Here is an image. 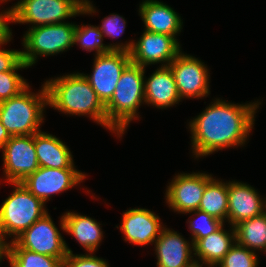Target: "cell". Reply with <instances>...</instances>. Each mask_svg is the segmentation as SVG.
I'll use <instances>...</instances> for the list:
<instances>
[{"instance_id":"6da1fadb","label":"cell","mask_w":266,"mask_h":267,"mask_svg":"<svg viewBox=\"0 0 266 267\" xmlns=\"http://www.w3.org/2000/svg\"><path fill=\"white\" fill-rule=\"evenodd\" d=\"M260 103L232 104L216 99L189 122L192 151L196 157L245 144L254 126L256 109Z\"/></svg>"},{"instance_id":"7a4b0ae2","label":"cell","mask_w":266,"mask_h":267,"mask_svg":"<svg viewBox=\"0 0 266 267\" xmlns=\"http://www.w3.org/2000/svg\"><path fill=\"white\" fill-rule=\"evenodd\" d=\"M48 105L72 115H89L101 126L109 129L105 105L98 98L83 73L63 75L45 82Z\"/></svg>"},{"instance_id":"3957f363","label":"cell","mask_w":266,"mask_h":267,"mask_svg":"<svg viewBox=\"0 0 266 267\" xmlns=\"http://www.w3.org/2000/svg\"><path fill=\"white\" fill-rule=\"evenodd\" d=\"M145 67L130 63L122 72L111 99L105 104L109 130L122 136L145 102Z\"/></svg>"},{"instance_id":"277c9868","label":"cell","mask_w":266,"mask_h":267,"mask_svg":"<svg viewBox=\"0 0 266 267\" xmlns=\"http://www.w3.org/2000/svg\"><path fill=\"white\" fill-rule=\"evenodd\" d=\"M42 86L41 91L34 94L28 85L18 95L0 102V121L11 136L34 135L41 131L43 111L48 105L45 83Z\"/></svg>"},{"instance_id":"5b68a950","label":"cell","mask_w":266,"mask_h":267,"mask_svg":"<svg viewBox=\"0 0 266 267\" xmlns=\"http://www.w3.org/2000/svg\"><path fill=\"white\" fill-rule=\"evenodd\" d=\"M15 190L0 206V240L14 236L12 241L47 213L45 203L34 196L21 182L11 183Z\"/></svg>"},{"instance_id":"8992f818","label":"cell","mask_w":266,"mask_h":267,"mask_svg":"<svg viewBox=\"0 0 266 267\" xmlns=\"http://www.w3.org/2000/svg\"><path fill=\"white\" fill-rule=\"evenodd\" d=\"M14 23H30L37 27L63 23L79 14L95 13L89 0H20L14 6Z\"/></svg>"},{"instance_id":"52a82bcc","label":"cell","mask_w":266,"mask_h":267,"mask_svg":"<svg viewBox=\"0 0 266 267\" xmlns=\"http://www.w3.org/2000/svg\"><path fill=\"white\" fill-rule=\"evenodd\" d=\"M75 24L57 23L31 27L24 35L21 60L29 67L36 63L39 56L55 55L66 51L75 44Z\"/></svg>"},{"instance_id":"ba28073f","label":"cell","mask_w":266,"mask_h":267,"mask_svg":"<svg viewBox=\"0 0 266 267\" xmlns=\"http://www.w3.org/2000/svg\"><path fill=\"white\" fill-rule=\"evenodd\" d=\"M4 249H27L62 261L72 253L48 212L14 241L4 245Z\"/></svg>"},{"instance_id":"9c48e42d","label":"cell","mask_w":266,"mask_h":267,"mask_svg":"<svg viewBox=\"0 0 266 267\" xmlns=\"http://www.w3.org/2000/svg\"><path fill=\"white\" fill-rule=\"evenodd\" d=\"M130 63L129 52L112 50L96 55L93 73L83 74L104 105L111 99L122 72Z\"/></svg>"},{"instance_id":"30bf717a","label":"cell","mask_w":266,"mask_h":267,"mask_svg":"<svg viewBox=\"0 0 266 267\" xmlns=\"http://www.w3.org/2000/svg\"><path fill=\"white\" fill-rule=\"evenodd\" d=\"M1 149L7 182H21L40 167L34 146V135L11 136Z\"/></svg>"},{"instance_id":"8fae6325","label":"cell","mask_w":266,"mask_h":267,"mask_svg":"<svg viewBox=\"0 0 266 267\" xmlns=\"http://www.w3.org/2000/svg\"><path fill=\"white\" fill-rule=\"evenodd\" d=\"M86 175L75 168L39 167L21 183L42 202H47L51 195L66 191L80 184Z\"/></svg>"},{"instance_id":"7c38bea8","label":"cell","mask_w":266,"mask_h":267,"mask_svg":"<svg viewBox=\"0 0 266 267\" xmlns=\"http://www.w3.org/2000/svg\"><path fill=\"white\" fill-rule=\"evenodd\" d=\"M180 98H202L209 95L208 69L201 60L180 53L169 65Z\"/></svg>"},{"instance_id":"4fadbf2b","label":"cell","mask_w":266,"mask_h":267,"mask_svg":"<svg viewBox=\"0 0 266 267\" xmlns=\"http://www.w3.org/2000/svg\"><path fill=\"white\" fill-rule=\"evenodd\" d=\"M180 48L175 37L145 30L129 53L133 64L145 67L162 62L168 66L182 52Z\"/></svg>"},{"instance_id":"5bb4252c","label":"cell","mask_w":266,"mask_h":267,"mask_svg":"<svg viewBox=\"0 0 266 267\" xmlns=\"http://www.w3.org/2000/svg\"><path fill=\"white\" fill-rule=\"evenodd\" d=\"M212 175L205 173H181L167 186L166 201L178 213H188L198 209L206 184Z\"/></svg>"},{"instance_id":"9a60e30c","label":"cell","mask_w":266,"mask_h":267,"mask_svg":"<svg viewBox=\"0 0 266 267\" xmlns=\"http://www.w3.org/2000/svg\"><path fill=\"white\" fill-rule=\"evenodd\" d=\"M256 191L246 183L228 182L227 221L232 227L266 211V200Z\"/></svg>"},{"instance_id":"2e32d148","label":"cell","mask_w":266,"mask_h":267,"mask_svg":"<svg viewBox=\"0 0 266 267\" xmlns=\"http://www.w3.org/2000/svg\"><path fill=\"white\" fill-rule=\"evenodd\" d=\"M157 267H193L200 262L191 255L194 247L176 231L163 226L155 240ZM192 247H191V246ZM192 249V250H191Z\"/></svg>"},{"instance_id":"e0dca14e","label":"cell","mask_w":266,"mask_h":267,"mask_svg":"<svg viewBox=\"0 0 266 267\" xmlns=\"http://www.w3.org/2000/svg\"><path fill=\"white\" fill-rule=\"evenodd\" d=\"M122 216L120 229L124 240L135 245L154 243L163 228L159 216L148 209H129Z\"/></svg>"},{"instance_id":"ac0fdd59","label":"cell","mask_w":266,"mask_h":267,"mask_svg":"<svg viewBox=\"0 0 266 267\" xmlns=\"http://www.w3.org/2000/svg\"><path fill=\"white\" fill-rule=\"evenodd\" d=\"M139 7V14L144 21L146 31L175 38L181 31L183 22L180 16L163 2L145 0Z\"/></svg>"},{"instance_id":"d6986e66","label":"cell","mask_w":266,"mask_h":267,"mask_svg":"<svg viewBox=\"0 0 266 267\" xmlns=\"http://www.w3.org/2000/svg\"><path fill=\"white\" fill-rule=\"evenodd\" d=\"M145 103L157 108L171 107L181 98L169 66H161L144 81Z\"/></svg>"},{"instance_id":"ffe728a7","label":"cell","mask_w":266,"mask_h":267,"mask_svg":"<svg viewBox=\"0 0 266 267\" xmlns=\"http://www.w3.org/2000/svg\"><path fill=\"white\" fill-rule=\"evenodd\" d=\"M34 146L40 167L75 168L69 148L52 134L37 132L34 134Z\"/></svg>"},{"instance_id":"44dd1931","label":"cell","mask_w":266,"mask_h":267,"mask_svg":"<svg viewBox=\"0 0 266 267\" xmlns=\"http://www.w3.org/2000/svg\"><path fill=\"white\" fill-rule=\"evenodd\" d=\"M60 225L63 231L74 236L89 253H93L102 241L100 223L86 215L68 211L61 217Z\"/></svg>"},{"instance_id":"7402d4cb","label":"cell","mask_w":266,"mask_h":267,"mask_svg":"<svg viewBox=\"0 0 266 267\" xmlns=\"http://www.w3.org/2000/svg\"><path fill=\"white\" fill-rule=\"evenodd\" d=\"M231 229L226 231L222 225L217 231L198 240L193 245L194 256H197L199 261H203L200 265L207 264L208 267H217L230 248L236 243L235 229L234 227Z\"/></svg>"},{"instance_id":"603a6c76","label":"cell","mask_w":266,"mask_h":267,"mask_svg":"<svg viewBox=\"0 0 266 267\" xmlns=\"http://www.w3.org/2000/svg\"><path fill=\"white\" fill-rule=\"evenodd\" d=\"M234 229L237 244L254 252L256 250L266 252V211L238 223Z\"/></svg>"},{"instance_id":"cb8c5ba5","label":"cell","mask_w":266,"mask_h":267,"mask_svg":"<svg viewBox=\"0 0 266 267\" xmlns=\"http://www.w3.org/2000/svg\"><path fill=\"white\" fill-rule=\"evenodd\" d=\"M198 210L224 222L228 215V182L212 178L205 186Z\"/></svg>"},{"instance_id":"d4e9b609","label":"cell","mask_w":266,"mask_h":267,"mask_svg":"<svg viewBox=\"0 0 266 267\" xmlns=\"http://www.w3.org/2000/svg\"><path fill=\"white\" fill-rule=\"evenodd\" d=\"M103 33L100 31L98 26H92V25H85V26H76L75 31V44L79 43L81 45V48L88 50L89 52L96 50L95 55L103 54V53H109L112 50H120V51H126L130 52L132 50L133 41L126 43L123 45L121 44H110V45H104L102 43L103 41Z\"/></svg>"},{"instance_id":"484cf974","label":"cell","mask_w":266,"mask_h":267,"mask_svg":"<svg viewBox=\"0 0 266 267\" xmlns=\"http://www.w3.org/2000/svg\"><path fill=\"white\" fill-rule=\"evenodd\" d=\"M11 267H62V260L27 249H4Z\"/></svg>"},{"instance_id":"4316f807","label":"cell","mask_w":266,"mask_h":267,"mask_svg":"<svg viewBox=\"0 0 266 267\" xmlns=\"http://www.w3.org/2000/svg\"><path fill=\"white\" fill-rule=\"evenodd\" d=\"M28 67L24 61H21L13 70L0 72V102L18 95L29 85L15 72Z\"/></svg>"},{"instance_id":"83f0119b","label":"cell","mask_w":266,"mask_h":267,"mask_svg":"<svg viewBox=\"0 0 266 267\" xmlns=\"http://www.w3.org/2000/svg\"><path fill=\"white\" fill-rule=\"evenodd\" d=\"M256 252L235 243L219 262V267H257Z\"/></svg>"},{"instance_id":"f1b7e54d","label":"cell","mask_w":266,"mask_h":267,"mask_svg":"<svg viewBox=\"0 0 266 267\" xmlns=\"http://www.w3.org/2000/svg\"><path fill=\"white\" fill-rule=\"evenodd\" d=\"M188 213H195L197 215V222L195 220L188 221L189 228L192 234L193 245L200 239L207 237L211 233L217 231L224 223L206 212L195 210ZM199 221V222H198Z\"/></svg>"},{"instance_id":"f546056e","label":"cell","mask_w":266,"mask_h":267,"mask_svg":"<svg viewBox=\"0 0 266 267\" xmlns=\"http://www.w3.org/2000/svg\"><path fill=\"white\" fill-rule=\"evenodd\" d=\"M91 254L74 255L73 252L68 253L62 261V267H109L106 260Z\"/></svg>"},{"instance_id":"4dcf8cb0","label":"cell","mask_w":266,"mask_h":267,"mask_svg":"<svg viewBox=\"0 0 266 267\" xmlns=\"http://www.w3.org/2000/svg\"><path fill=\"white\" fill-rule=\"evenodd\" d=\"M126 21L123 17L119 16L118 14H111L102 20V25L98 26L100 31L103 35L117 38L121 36L122 33L125 31Z\"/></svg>"},{"instance_id":"1f68e13d","label":"cell","mask_w":266,"mask_h":267,"mask_svg":"<svg viewBox=\"0 0 266 267\" xmlns=\"http://www.w3.org/2000/svg\"><path fill=\"white\" fill-rule=\"evenodd\" d=\"M21 61V51L0 49V72L13 70Z\"/></svg>"},{"instance_id":"d6a6232c","label":"cell","mask_w":266,"mask_h":267,"mask_svg":"<svg viewBox=\"0 0 266 267\" xmlns=\"http://www.w3.org/2000/svg\"><path fill=\"white\" fill-rule=\"evenodd\" d=\"M14 23V7L0 13V46L6 44L12 38L8 23Z\"/></svg>"},{"instance_id":"836d02e7","label":"cell","mask_w":266,"mask_h":267,"mask_svg":"<svg viewBox=\"0 0 266 267\" xmlns=\"http://www.w3.org/2000/svg\"><path fill=\"white\" fill-rule=\"evenodd\" d=\"M10 138H11V135L5 129V127L2 125L0 121V150Z\"/></svg>"},{"instance_id":"e575fe53","label":"cell","mask_w":266,"mask_h":267,"mask_svg":"<svg viewBox=\"0 0 266 267\" xmlns=\"http://www.w3.org/2000/svg\"><path fill=\"white\" fill-rule=\"evenodd\" d=\"M3 256H4V244L0 240V263L1 260L4 258Z\"/></svg>"},{"instance_id":"d590c367","label":"cell","mask_w":266,"mask_h":267,"mask_svg":"<svg viewBox=\"0 0 266 267\" xmlns=\"http://www.w3.org/2000/svg\"><path fill=\"white\" fill-rule=\"evenodd\" d=\"M193 267H202V265L195 264Z\"/></svg>"}]
</instances>
